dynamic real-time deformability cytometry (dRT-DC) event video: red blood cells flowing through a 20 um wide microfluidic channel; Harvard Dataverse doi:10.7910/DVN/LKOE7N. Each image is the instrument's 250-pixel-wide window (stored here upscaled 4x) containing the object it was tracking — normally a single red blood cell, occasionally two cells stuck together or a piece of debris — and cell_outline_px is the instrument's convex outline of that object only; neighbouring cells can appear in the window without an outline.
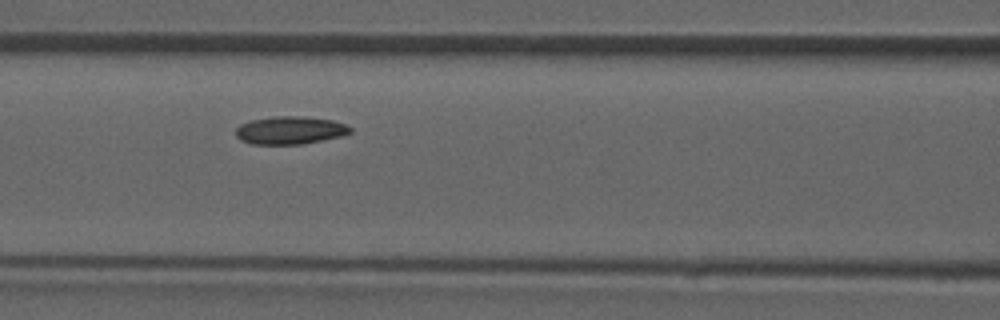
{"species": "common noctule bat (a hibernating species)", "species_latin": "Nyctalus noctula", "temperature_condition": "room temperature", "stored_images_in_passage": 8, "camera_frame_rate_fps": 3000, "um_per_image_px": 0.085, "animal": {"sex": "male", "forearm_length_mm": 52.5}, "frame": {"image": 1, "passage_image": 6, "time_ms": 6.667, "image_size_px": [1000, 320], "cell_outline_px": [[352, 132], [344, 136], [300, 144], [252, 144], [240, 140], [236, 136], [236, 128], [240, 124], [252, 120], [276, 116], [304, 116], [332, 120], [348, 124], [352, 128]], "centroid_in_image_um": [24.7, 11.07], "position_along_channel_um": 141.9, "area_um2": 18.73}}